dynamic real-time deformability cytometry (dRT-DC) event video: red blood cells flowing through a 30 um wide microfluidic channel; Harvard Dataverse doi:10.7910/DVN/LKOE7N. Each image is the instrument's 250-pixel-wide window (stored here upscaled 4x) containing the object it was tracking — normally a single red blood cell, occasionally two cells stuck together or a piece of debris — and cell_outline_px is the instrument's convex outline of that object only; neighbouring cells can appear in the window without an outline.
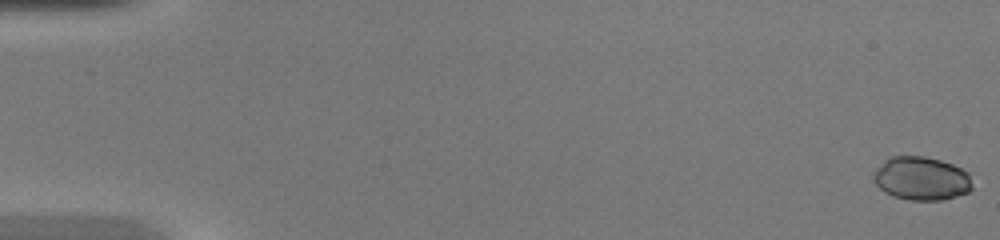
{"species": "common noctule bat (a hibernating species)", "species_latin": "Nyctalus noctula", "temperature_condition": "warm", "stored_images_in_passage": 49, "camera_frame_rate_fps": 3000, "um_per_image_px": 0.085, "animal": {"sex": "female", "body_mass_g": 20.0, "forearm_length_mm": 54.0}, "frame": {"image": 1, "passage_image": 1, "time_ms": 0.0, "image_size_px": [1000, 240], "cell_outline_px": [[972, 188], [968, 192], [944, 200], [908, 200], [892, 196], [884, 192], [876, 184], [872, 176], [876, 168], [884, 160], [892, 156], [924, 156], [940, 160], [952, 164], [968, 172]], "centroid_in_image_um": [78.29, 15.17], "position_along_channel_um": 6.7, "area_um2": 25.09}}
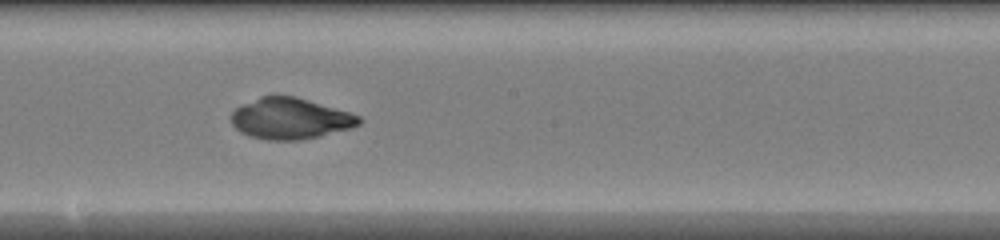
{"frame": {"image": 2, "passage_image": 28, "time_ms": 9.0, "image_size_px": [1000, 240], "cell_outline_px": [[364, 120], [360, 124], [352, 128], [320, 136], [300, 140], [268, 140], [248, 136], [240, 132], [232, 124], [228, 116], [236, 108], [260, 96], [296, 96], [348, 112], [360, 116]], "centroid_in_image_um": [24.66, 10.09], "position_along_channel_um": 223.5, "area_um2": 30.69}}
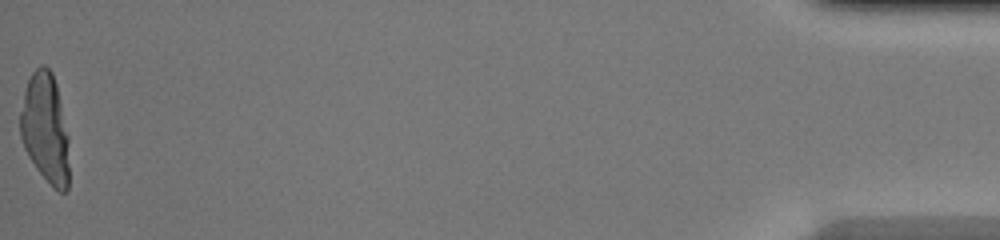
{"frame": {"image": 3, "passage_image": 49, "time_ms": 16.0, "image_size_px": [1000, 240], "cell_outline_px": [[68, 188], [64, 192], [60, 192], [52, 188], [36, 168], [28, 156], [24, 148], [20, 136], [20, 112], [24, 92], [28, 80], [32, 72], [40, 64], [44, 64], [52, 72], [56, 84], [68, 136]], "centroid_in_image_um": [3.84, 10.92], "position_along_channel_um": 431.4, "area_um2": 31.33}}